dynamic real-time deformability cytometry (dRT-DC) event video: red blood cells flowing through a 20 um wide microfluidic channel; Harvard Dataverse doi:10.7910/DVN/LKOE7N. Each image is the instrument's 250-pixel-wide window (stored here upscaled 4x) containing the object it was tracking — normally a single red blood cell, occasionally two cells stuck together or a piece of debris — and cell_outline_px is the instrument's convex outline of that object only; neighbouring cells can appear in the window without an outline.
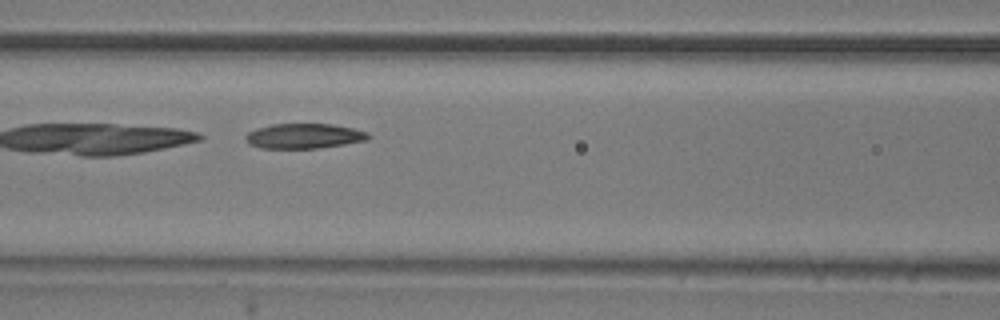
{"species": "common noctule bat (a hibernating species)", "species_latin": "Nyctalus noctula", "temperature_condition": "room temperature", "stored_images_in_passage": 51, "camera_frame_rate_fps": 3000, "um_per_image_px": 0.085, "animal": {"sex": "male", "body_mass_g": 20.5, "forearm_length_mm": 52.5}, "frame": {"image": 1, "passage_image": 22, "time_ms": 7.0, "image_size_px": [1000, 320], "cell_outline_px": [[372, 136], [368, 140], [320, 148], [260, 148], [248, 144], [244, 136], [248, 132], [256, 128], [272, 124], [332, 124], [352, 128], [368, 132]], "centroid_in_image_um": [25.84, 11.56], "position_along_channel_um": 140.8, "area_um2": 17.98}}
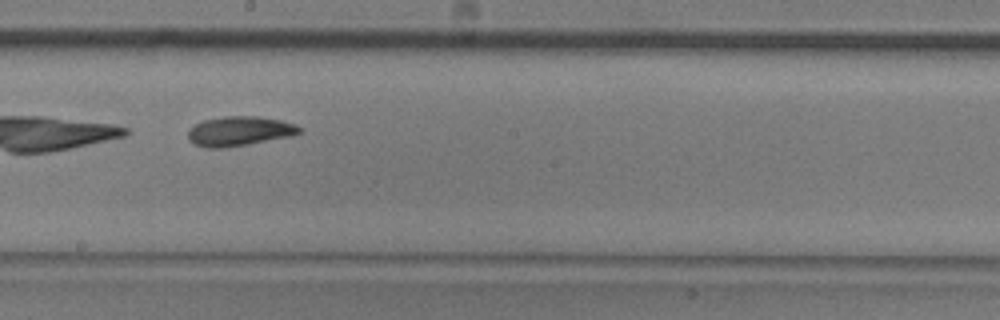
{"frame": {"image": 2, "passage_image": 29, "time_ms": 9.333, "image_size_px": [1000, 320], "cell_outline_px": [[300, 132], [292, 136], [248, 144], [224, 148], [208, 148], [196, 144], [188, 140], [188, 132], [196, 124], [204, 120], [224, 116], [260, 116], [280, 120], [296, 124], [300, 128]], "centroid_in_image_um": [20.36, 11.14], "position_along_channel_um": 227.8, "area_um2": 19.07}}
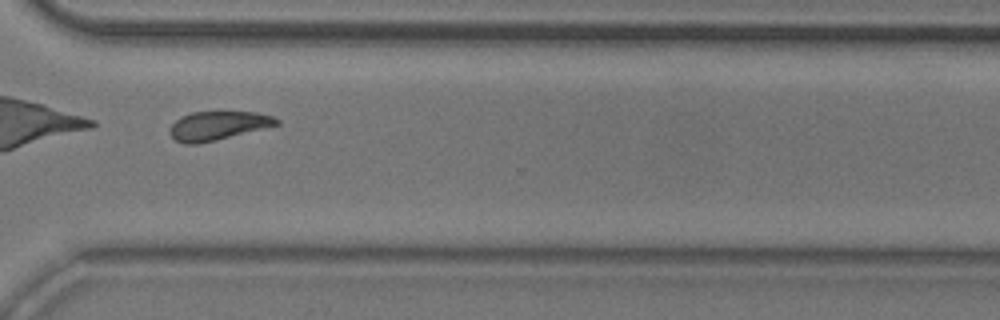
{"frame": {"image": 3, "passage_image": 39, "time_ms": 12.667, "image_size_px": [1000, 320], "cell_outline_px": [[280, 124], [216, 140], [196, 144], [184, 144], [176, 140], [172, 136], [172, 124], [180, 116], [192, 112], [220, 108], [256, 112], [272, 116], [280, 120]], "centroid_in_image_um": [18.56, 10.61], "position_along_channel_um": 352.0, "area_um2": 18.55}, "authors_computed_cell_mechanics": {"area_um2": 19.1318, "velocity_mm_per_s": 3.7257, "shape_relaxation_time_tau1_ms": 0.7352, "shape_relaxation_time_tau2_ms": 4.2395, "deformation_change_tau1": 0.2708, "deformation_change_tau2": 0.0962}}